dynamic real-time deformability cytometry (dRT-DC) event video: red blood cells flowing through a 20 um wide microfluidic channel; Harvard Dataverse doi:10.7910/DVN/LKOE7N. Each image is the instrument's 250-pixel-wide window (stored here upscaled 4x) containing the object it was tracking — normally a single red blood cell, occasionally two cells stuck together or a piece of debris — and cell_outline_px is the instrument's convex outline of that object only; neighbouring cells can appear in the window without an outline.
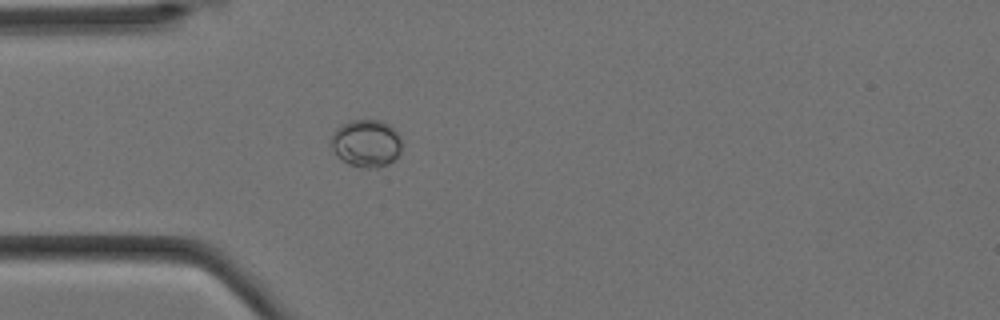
{"species": "Egyptian fruit bat (a non-hibernating species)", "species_latin": "Rousettus aegyptiacus", "temperature_condition": "cold", "stored_images_in_passage": 4, "camera_frame_rate_fps": 3000, "um_per_image_px": 0.085, "animal": {"sex": "female"}, "frame": {"image": 1, "passage_image": 4, "time_ms": 1.0, "image_size_px": [1000, 320], "cell_outline_px": [[400, 152], [388, 164], [376, 168], [360, 168], [348, 164], [332, 148], [332, 136], [336, 128], [352, 120], [380, 120], [388, 124], [400, 136]], "centroid_in_image_um": [31.14, 12.18], "position_along_channel_um": 53.9, "area_um2": 19.19}}